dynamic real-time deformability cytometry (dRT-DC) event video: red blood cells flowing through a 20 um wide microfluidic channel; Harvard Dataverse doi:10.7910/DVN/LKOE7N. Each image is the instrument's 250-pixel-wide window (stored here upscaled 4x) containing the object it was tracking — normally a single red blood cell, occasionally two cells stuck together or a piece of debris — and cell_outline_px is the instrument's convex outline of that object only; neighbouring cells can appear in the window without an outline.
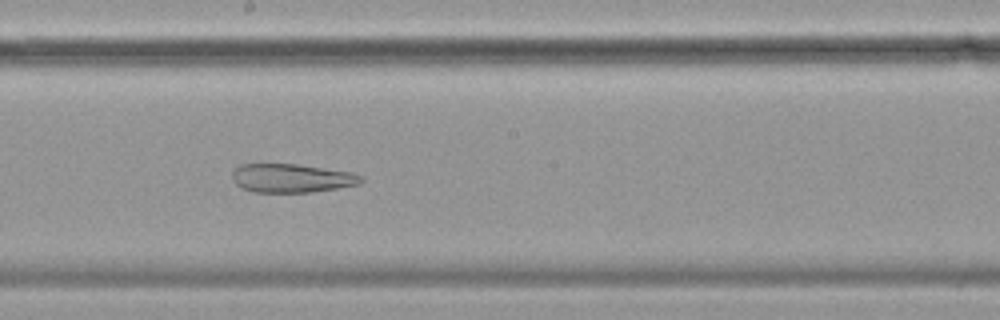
{"species": "common noctule bat (a hibernating species)", "species_latin": "Nyctalus noctula", "temperature_condition": "cold", "stored_images_in_passage": 57, "camera_frame_rate_fps": 3000, "um_per_image_px": 0.085, "animal": {"sex": "female", "body_mass_g": 19.9}, "frame": {"image": 1, "passage_image": 31, "time_ms": 10.0, "image_size_px": [1000, 320], "cell_outline_px": [[364, 180], [360, 184], [312, 192], [256, 192], [240, 188], [232, 180], [232, 172], [240, 164], [296, 164], [352, 172], [364, 176]], "centroid_in_image_um": [24.79, 15.14], "position_along_channel_um": 223.4, "area_um2": 21.62}}
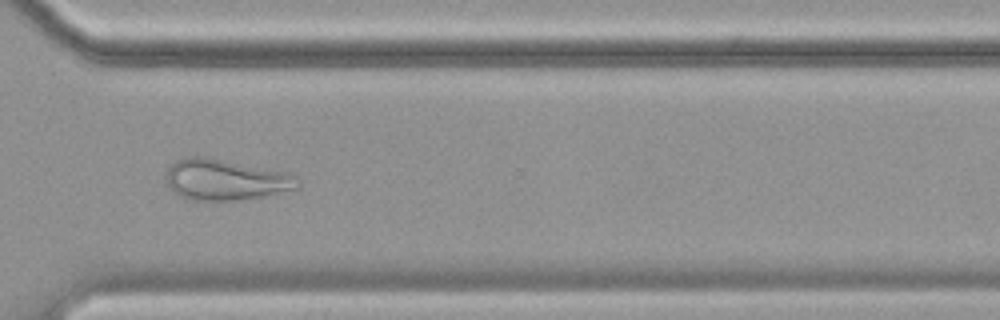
{"frame": {"image": 2, "passage_image": 42, "time_ms": 13.667, "image_size_px": [1000, 320], "cell_outline_px": [[296, 188], [264, 196], [236, 200], [188, 200], [180, 196], [168, 188], [164, 176], [168, 168], [176, 160], [192, 156], [204, 156], [288, 172], [296, 176]], "centroid_in_image_um": [19.09, 15.27], "position_along_channel_um": 351.5, "area_um2": 31.33}}
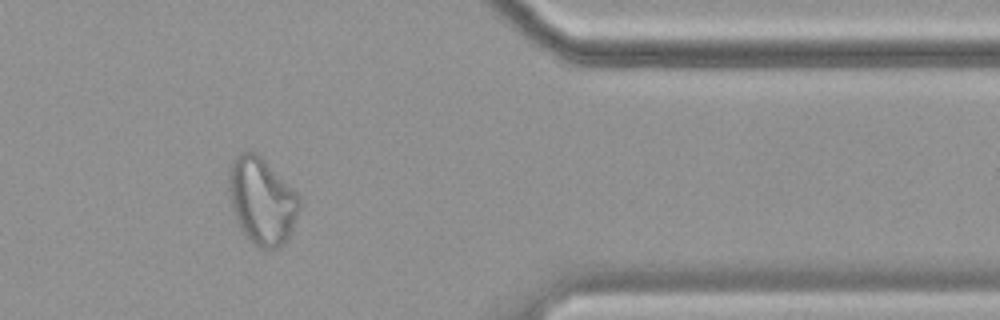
{"frame": {"image": 3, "passage_image": 47, "time_ms": 15.333, "image_size_px": [1000, 320], "cell_outline_px": [[300, 208], [292, 228], [284, 244], [280, 248], [260, 248], [240, 228], [236, 220], [228, 196], [228, 168], [232, 160], [236, 156], [244, 152], [256, 152], [300, 196]], "centroid_in_image_um": [22.23, 17.06], "position_along_channel_um": 389.2, "area_um2": 35.37}}